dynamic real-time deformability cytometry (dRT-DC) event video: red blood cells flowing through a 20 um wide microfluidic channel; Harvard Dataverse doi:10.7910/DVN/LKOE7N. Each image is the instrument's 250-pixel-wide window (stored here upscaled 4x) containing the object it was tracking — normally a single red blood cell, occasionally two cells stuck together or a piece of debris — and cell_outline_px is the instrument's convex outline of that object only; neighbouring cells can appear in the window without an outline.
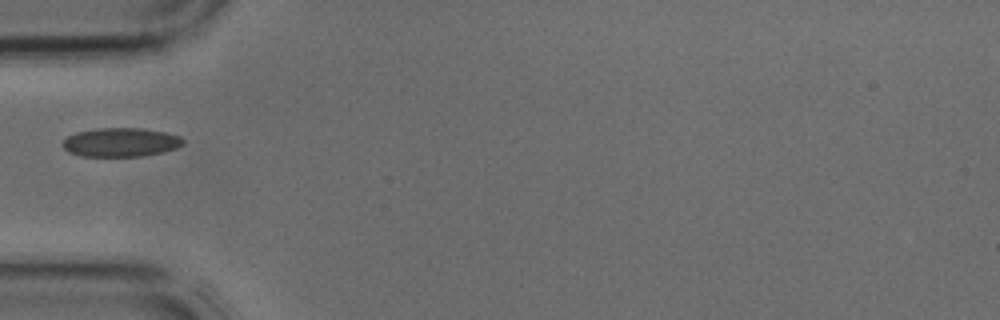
{"species": "common noctule bat (a hibernating species)", "species_latin": "Nyctalus noctula", "temperature_condition": "cold", "stored_images_in_passage": 29, "camera_frame_rate_fps": 3000, "um_per_image_px": 0.085, "animal": {"sex": "male", "body_mass_g": 17.9, "forearm_length_mm": 54.2}, "frame": {"image": 1, "passage_image": 1, "time_ms": 0.0, "image_size_px": [1000, 320], "cell_outline_px": [[184, 144], [176, 148], [164, 152], [144, 156], [80, 156], [68, 152], [64, 148], [64, 140], [68, 136], [76, 132], [96, 128], [140, 128], [164, 132], [180, 136], [184, 140]], "centroid_in_image_um": [10.28, 12.1], "position_along_channel_um": 74.7, "area_um2": 20.29}}
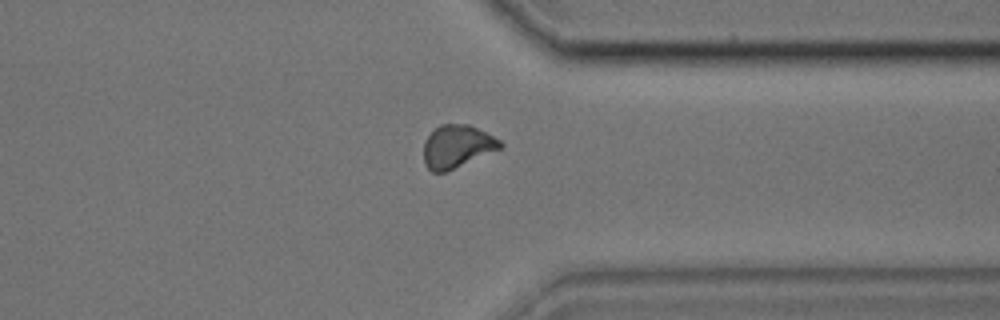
{"frame": {"image": 2, "passage_image": 20, "time_ms": 6.333, "image_size_px": [1000, 320], "cell_outline_px": [[504, 148], [444, 172], [432, 172], [424, 164], [424, 140], [440, 124], [468, 124], [500, 140], [504, 144]], "centroid_in_image_um": [38.86, 12.45], "position_along_channel_um": 372.5, "area_um2": 19.02}}
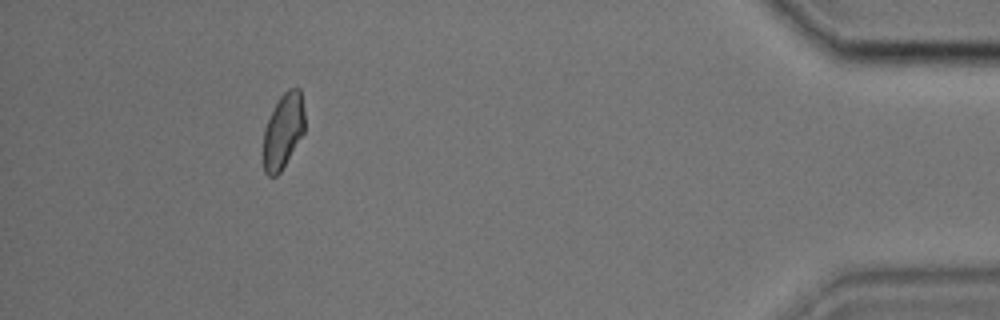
{"frame": {"image": 3, "passage_image": 26, "time_ms": 8.333, "image_size_px": [1000, 320], "cell_outline_px": [[304, 132], [280, 172], [276, 176], [268, 176], [264, 172], [264, 128], [280, 96], [288, 88], [300, 88], [304, 112]], "centroid_in_image_um": [24.07, 11.12], "position_along_channel_um": 411.1, "area_um2": 17.8}}